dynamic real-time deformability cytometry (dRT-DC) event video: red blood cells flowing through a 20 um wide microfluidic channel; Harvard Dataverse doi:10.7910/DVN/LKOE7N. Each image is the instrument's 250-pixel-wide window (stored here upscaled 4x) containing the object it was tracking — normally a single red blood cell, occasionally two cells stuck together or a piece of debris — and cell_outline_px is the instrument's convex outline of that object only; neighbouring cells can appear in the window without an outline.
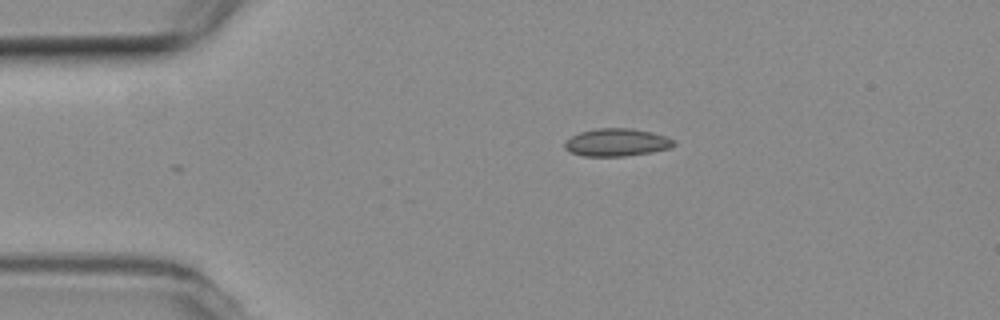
{"species": "common noctule bat (a hibernating species)", "species_latin": "Nyctalus noctula", "temperature_condition": "room temperature", "stored_images_in_passage": 31, "camera_frame_rate_fps": 3000, "um_per_image_px": 0.085, "animal": {"sex": "female", "body_mass_g": 19.3, "forearm_length_mm": 54.1}, "frame": {"image": 1, "passage_image": 1, "time_ms": 0.0, "image_size_px": [1000, 320], "cell_outline_px": [[676, 144], [668, 148], [652, 152], [624, 156], [584, 156], [568, 152], [564, 148], [564, 140], [580, 132], [596, 128], [632, 128], [652, 132], [664, 136], [672, 140]], "centroid_in_image_um": [52.36, 12.1], "position_along_channel_um": 32.6, "area_um2": 17.63}}
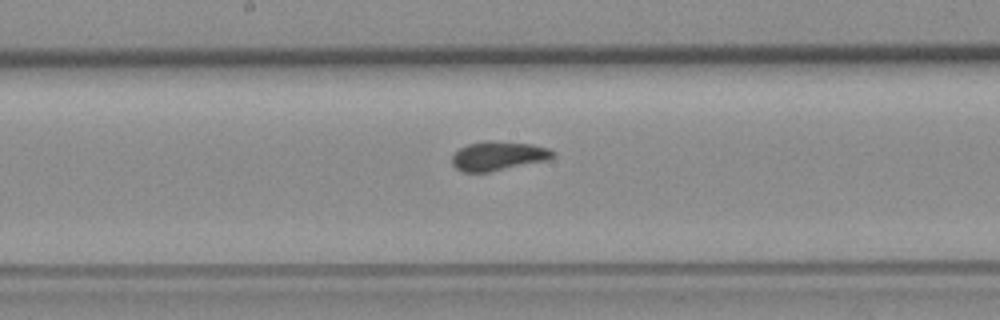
{"frame": {"image": 2, "passage_image": 18, "time_ms": 5.667, "image_size_px": [1000, 320], "cell_outline_px": [[556, 156], [548, 160], [488, 172], [464, 172], [456, 168], [452, 164], [452, 156], [460, 148], [468, 144], [484, 140], [492, 140], [532, 144], [548, 148], [556, 152]], "centroid_in_image_um": [42.37, 13.24], "position_along_channel_um": 205.8, "area_um2": 17.22}}
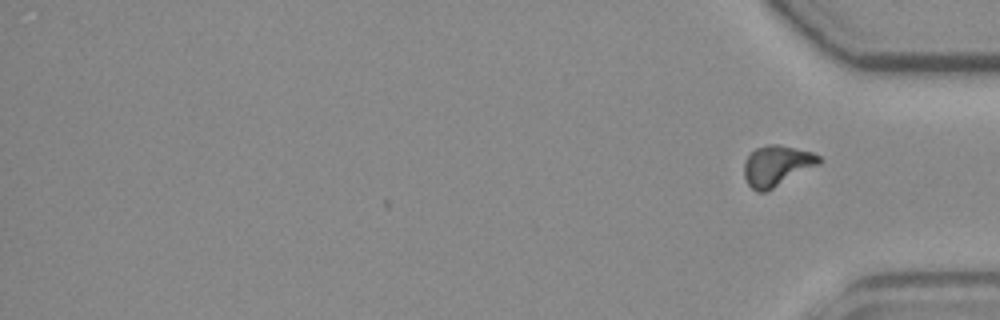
{"frame": {"image": 3, "passage_image": 31, "time_ms": 10.0, "image_size_px": [1000, 320], "cell_outline_px": [[824, 160], [820, 164], [764, 192], [756, 192], [748, 184], [744, 176], [744, 164], [748, 156], [756, 148], [768, 144], [780, 144], [812, 152], [820, 156]], "centroid_in_image_um": [66.05, 14.07], "position_along_channel_um": 369.2, "area_um2": 17.63}}